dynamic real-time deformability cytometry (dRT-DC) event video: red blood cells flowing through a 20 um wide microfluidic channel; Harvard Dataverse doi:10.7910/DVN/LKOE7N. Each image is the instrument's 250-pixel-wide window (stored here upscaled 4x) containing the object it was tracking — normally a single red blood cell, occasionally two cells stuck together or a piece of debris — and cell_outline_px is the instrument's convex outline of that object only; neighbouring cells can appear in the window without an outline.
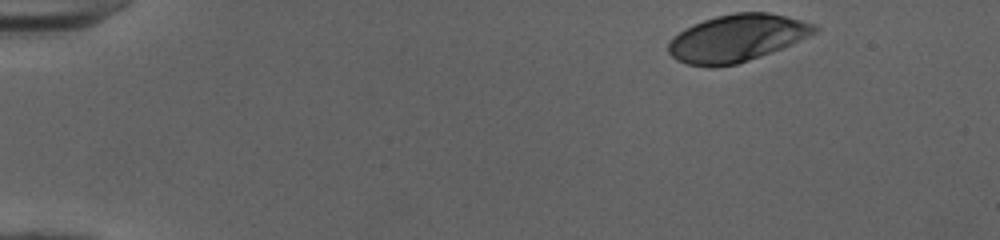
{"species": "human", "species_latin": "Homo sapiens", "temperature_condition": "cold", "stored_images_in_passage": 42, "camera_frame_rate_fps": 3000, "um_per_image_px": 0.085, "donor": {"sex": "female"}, "frame": {"image": 1, "passage_image": 1, "time_ms": 0.0, "image_size_px": [1000, 240], "cell_outline_px": [[820, 28], [816, 32], [792, 44], [760, 56], [736, 64], [712, 68], [688, 64], [676, 60], [668, 52], [668, 44], [672, 36], [684, 28], [704, 20], [716, 16], [736, 12], [768, 12], [816, 24]], "centroid_in_image_um": [62.61, 3.24], "position_along_channel_um": 22.4, "area_um2": 40.17}}
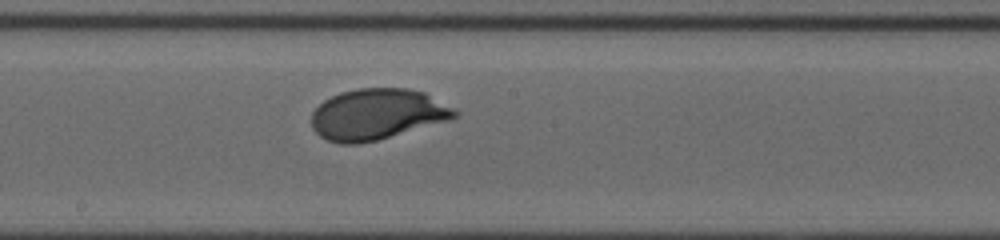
{"frame": {"image": 2, "passage_image": 24, "time_ms": 7.667, "image_size_px": [1000, 240], "cell_outline_px": [[460, 116], [452, 120], [376, 140], [356, 144], [340, 144], [328, 140], [320, 136], [312, 128], [312, 112], [324, 100], [340, 92], [356, 88], [408, 88], [424, 92], [460, 112]], "centroid_in_image_um": [32.08, 9.71], "position_along_channel_um": 216.1, "area_um2": 42.6}}
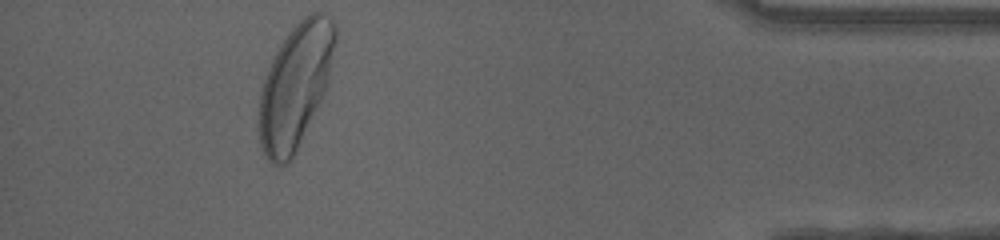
{"frame": {"image": 3, "passage_image": 42, "time_ms": 13.667, "image_size_px": [1000, 240], "cell_outline_px": [[336, 40], [328, 80], [324, 96], [292, 156], [284, 164], [272, 164], [264, 156], [260, 144], [260, 92], [268, 68], [280, 44], [288, 32], [308, 12], [320, 12], [332, 16], [336, 28]], "centroid_in_image_um": [25.13, 7.24], "position_along_channel_um": 410.1, "area_um2": 54.45}, "authors_computed_cell_mechanics": {"area_um2": 41.7027, "velocity_mm_per_s": 3.9736, "shape_relaxation_time_tau1_ms": 2.055, "shape_relaxation_time_tau2_ms": null, "deformation_change_tau1": 0.1535, "deformation_change_tau2": null}}